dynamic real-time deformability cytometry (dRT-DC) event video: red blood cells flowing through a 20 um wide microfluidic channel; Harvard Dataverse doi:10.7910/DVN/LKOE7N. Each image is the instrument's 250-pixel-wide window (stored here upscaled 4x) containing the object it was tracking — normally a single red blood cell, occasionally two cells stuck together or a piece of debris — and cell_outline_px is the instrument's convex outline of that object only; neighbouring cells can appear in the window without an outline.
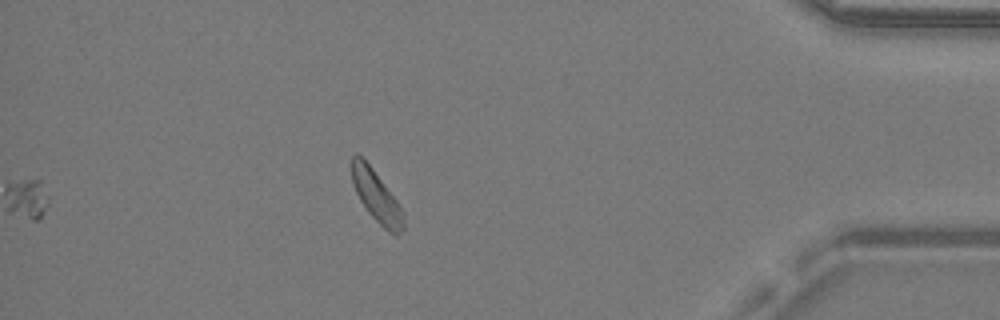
{"species": "common noctule bat (a hibernating species)", "species_latin": "Nyctalus noctula", "temperature_condition": "warm", "stored_images_in_passage": 37, "segment_of_instrument_passage": [2, 2], "camera_frame_rate_fps": 3000, "um_per_image_px": 0.085, "animal": {"sex": "male", "body_mass_g": 19.2, "forearm_length_mm": 51.8}, "frame": {"image": 1, "passage_image": 37, "time_ms": 12.0, "image_size_px": [1000, 320], "cell_outline_px": [[404, 228], [396, 236], [388, 232], [368, 212], [360, 200], [352, 184], [348, 164], [352, 156], [356, 152], [372, 168], [396, 200], [404, 212]], "centroid_in_image_um": [31.95, 16.65], "position_along_channel_um": 403.3, "area_um2": 15.66}}